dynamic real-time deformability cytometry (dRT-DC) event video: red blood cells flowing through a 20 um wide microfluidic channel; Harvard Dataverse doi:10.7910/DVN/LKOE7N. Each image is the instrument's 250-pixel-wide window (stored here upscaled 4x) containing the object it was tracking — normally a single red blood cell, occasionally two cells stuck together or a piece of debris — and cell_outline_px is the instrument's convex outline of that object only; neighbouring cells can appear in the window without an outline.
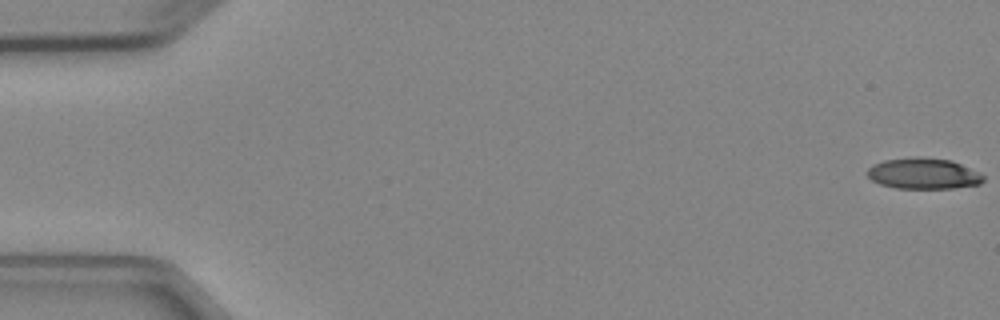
{"species": "Egyptian fruit bat (a non-hibernating species)", "species_latin": "Rousettus aegyptiacus", "temperature_condition": "cold", "stored_images_in_passage": 6, "camera_frame_rate_fps": 3000, "um_per_image_px": 0.085, "animal": {"sex": "female"}, "frame": {"image": 1, "passage_image": 1, "time_ms": 0.0, "image_size_px": [1000, 320], "cell_outline_px": [[984, 180], [980, 184], [952, 188], [896, 188], [880, 184], [872, 180], [868, 176], [868, 168], [872, 164], [884, 160], [916, 156], [952, 160], [984, 176]], "centroid_in_image_um": [78.46, 14.74], "position_along_channel_um": 6.5, "area_um2": 20.81}}
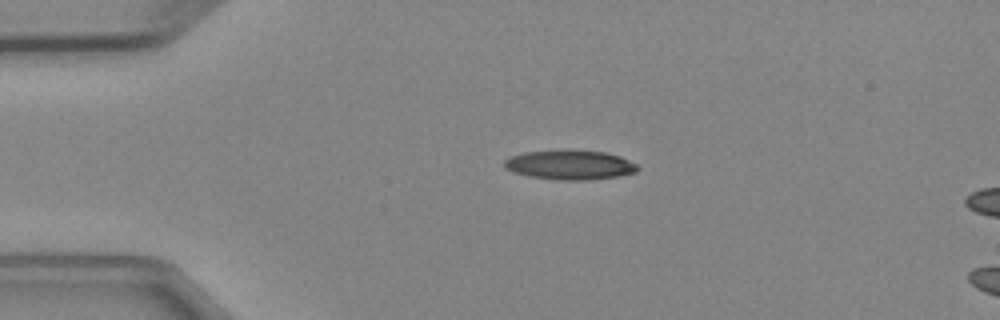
{"frame": {"image": 2, "passage_image": 4, "time_ms": 3.667, "image_size_px": [1000, 320], "cell_outline_px": [[640, 168], [636, 172], [620, 176], [588, 180], [556, 180], [528, 176], [504, 168], [504, 160], [512, 156], [524, 152], [560, 148], [576, 148], [604, 152], [620, 156], [636, 164]], "centroid_in_image_um": [48.45, 13.98], "position_along_channel_um": 36.6, "area_um2": 23.58}}